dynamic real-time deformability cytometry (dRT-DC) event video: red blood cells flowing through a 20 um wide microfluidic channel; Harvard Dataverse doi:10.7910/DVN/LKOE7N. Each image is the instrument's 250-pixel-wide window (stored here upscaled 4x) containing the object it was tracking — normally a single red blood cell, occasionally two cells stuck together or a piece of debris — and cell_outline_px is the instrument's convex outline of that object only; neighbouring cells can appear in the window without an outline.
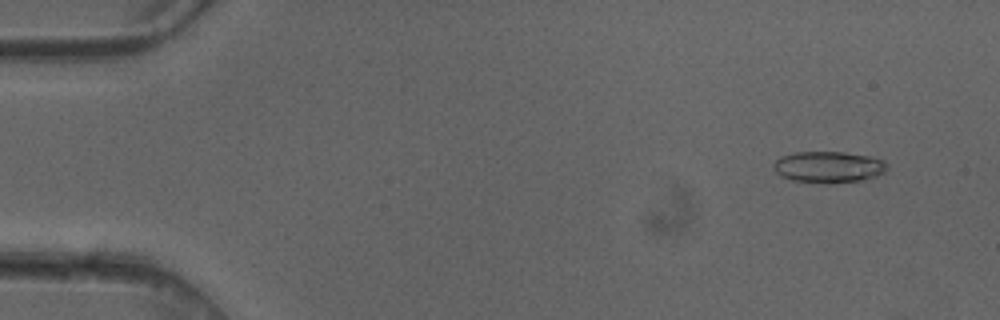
{"species": "common noctule bat (a hibernating species)", "species_latin": "Nyctalus noctula", "temperature_condition": "cold", "stored_images_in_passage": 4, "camera_frame_rate_fps": 3000, "um_per_image_px": 0.085, "animal": {"sex": "female"}, "frame": {"image": 1, "passage_image": 2, "time_ms": 0.333, "image_size_px": [1000, 320], "cell_outline_px": [[888, 168], [884, 172], [876, 176], [860, 180], [792, 180], [780, 176], [772, 168], [772, 164], [780, 156], [796, 152], [844, 152], [868, 156], [884, 160], [888, 164]], "centroid_in_image_um": [70.41, 14.14], "position_along_channel_um": 14.6, "area_um2": 19.94}}